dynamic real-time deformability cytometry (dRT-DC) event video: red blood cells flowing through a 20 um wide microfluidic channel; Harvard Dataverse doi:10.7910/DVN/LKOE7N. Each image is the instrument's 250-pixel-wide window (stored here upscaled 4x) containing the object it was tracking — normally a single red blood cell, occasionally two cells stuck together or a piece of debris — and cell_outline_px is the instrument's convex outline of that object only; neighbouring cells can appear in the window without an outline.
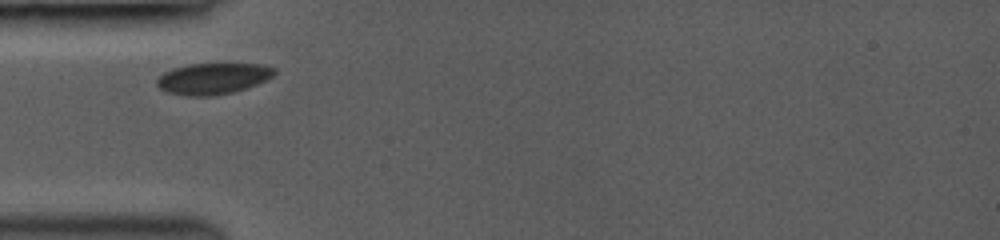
{"species": "common noctule bat (a hibernating species)", "species_latin": "Nyctalus noctula", "temperature_condition": "room temperature", "stored_images_in_passage": 7, "camera_frame_rate_fps": 3000, "um_per_image_px": 0.085, "animal": {"sex": "female", "body_mass_g": 19.0, "forearm_length_mm": 53.3}, "frame": {"image": 1, "passage_image": 1, "time_ms": 0.0, "image_size_px": [1000, 240], "cell_outline_px": [[276, 72], [268, 80], [232, 92], [212, 96], [188, 96], [168, 92], [160, 88], [156, 84], [156, 80], [164, 72], [172, 68], [188, 64], [224, 60], [260, 64], [276, 68]], "centroid_in_image_um": [18.14, 6.61], "position_along_channel_um": 66.9, "area_um2": 22.31}}
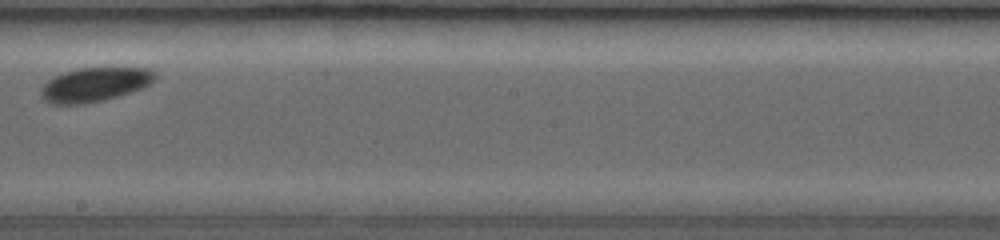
{"frame": {"image": 2, "passage_image": 5, "time_ms": 4.333, "image_size_px": [1000, 240], "cell_outline_px": [[156, 80], [152, 84], [144, 88], [132, 92], [104, 100], [84, 104], [52, 104], [44, 100], [40, 96], [40, 88], [48, 80], [64, 72], [76, 68], [148, 68], [156, 72]], "centroid_in_image_um": [8.08, 7.19], "position_along_channel_um": 240.1, "area_um2": 22.95}}
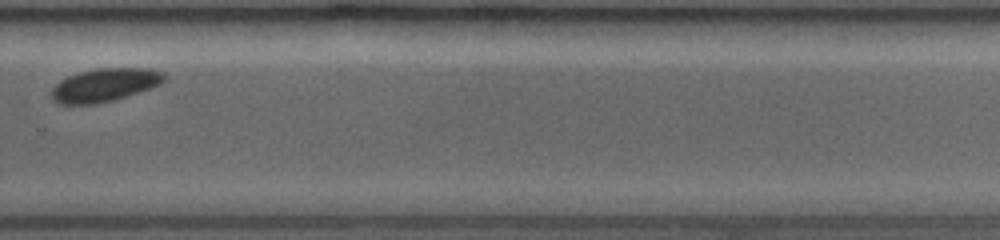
{"frame": {"image": 3, "passage_image": 7, "time_ms": 6.333, "image_size_px": [1000, 240], "cell_outline_px": [[168, 76], [160, 84], [152, 88], [112, 100], [96, 104], [56, 104], [52, 100], [52, 88], [60, 80], [68, 76], [80, 72], [96, 68], [152, 68], [164, 72]], "centroid_in_image_um": [8.92, 7.22], "position_along_channel_um": 320.9, "area_um2": 21.96}}